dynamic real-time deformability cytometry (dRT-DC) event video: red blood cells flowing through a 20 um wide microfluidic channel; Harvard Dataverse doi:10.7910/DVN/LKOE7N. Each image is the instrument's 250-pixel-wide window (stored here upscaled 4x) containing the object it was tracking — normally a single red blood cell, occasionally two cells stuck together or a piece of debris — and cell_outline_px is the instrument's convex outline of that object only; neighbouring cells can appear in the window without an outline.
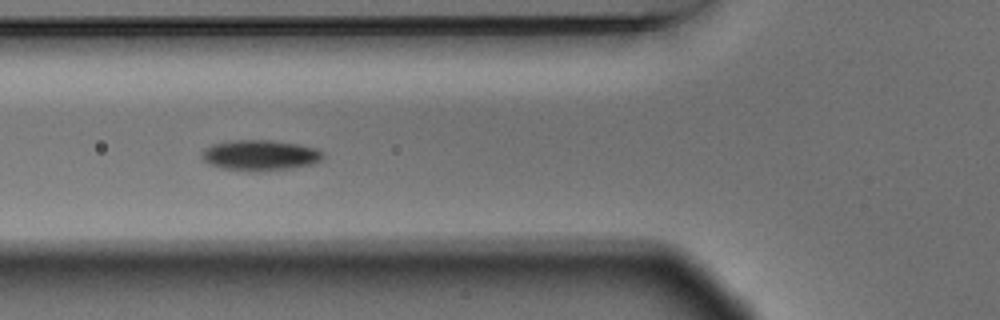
{"species": "Egyptian fruit bat (a non-hibernating species)", "species_latin": "Rousettus aegyptiacus", "temperature_condition": "warm", "stored_images_in_passage": 6, "segment_of_instrument_passage": [2, 2], "camera_frame_rate_fps": 3000, "um_per_image_px": 0.085, "animal": {"sex": "male"}, "frame": {"image": 1, "passage_image": 6, "time_ms": 1.667, "image_size_px": [1000, 320], "cell_outline_px": [[324, 156], [320, 160], [312, 164], [292, 168], [220, 168], [208, 164], [200, 156], [200, 152], [204, 148], [212, 144], [228, 140], [272, 140], [296, 144], [316, 148]], "centroid_in_image_um": [22.04, 13.14], "position_along_channel_um": 103.8, "area_um2": 20.75}}